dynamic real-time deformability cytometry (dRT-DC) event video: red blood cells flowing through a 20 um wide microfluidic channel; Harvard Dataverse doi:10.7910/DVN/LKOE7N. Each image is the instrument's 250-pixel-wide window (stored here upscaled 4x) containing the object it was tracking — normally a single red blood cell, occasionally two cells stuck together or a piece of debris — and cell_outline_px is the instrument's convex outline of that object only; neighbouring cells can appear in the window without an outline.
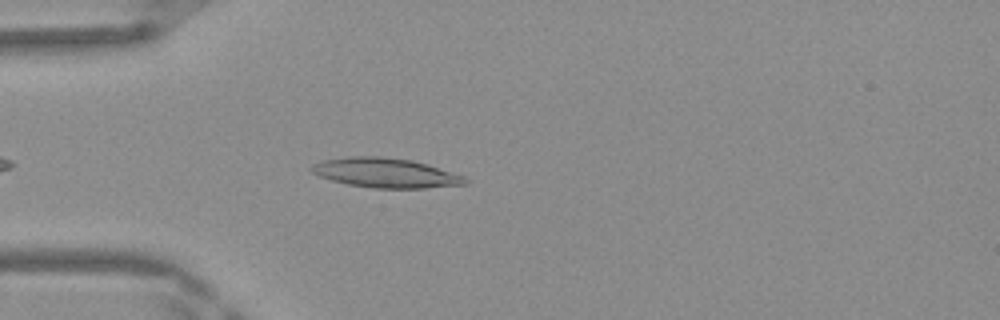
{"species": "Egyptian fruit bat (a non-hibernating species)", "species_latin": "Rousettus aegyptiacus", "temperature_condition": "warm", "stored_images_in_passage": 38, "camera_frame_rate_fps": 3000, "um_per_image_px": 0.085, "frame": {"image": 1, "passage_image": 6, "time_ms": 1.667, "image_size_px": [1000, 320], "cell_outline_px": [[444, 184], [416, 188], [388, 188], [352, 184], [336, 180], [324, 176], [336, 160], [404, 160], [420, 164], [444, 172]], "centroid_in_image_um": [32.76, 14.77], "position_along_channel_um": 52.2, "area_um2": 19.48}}
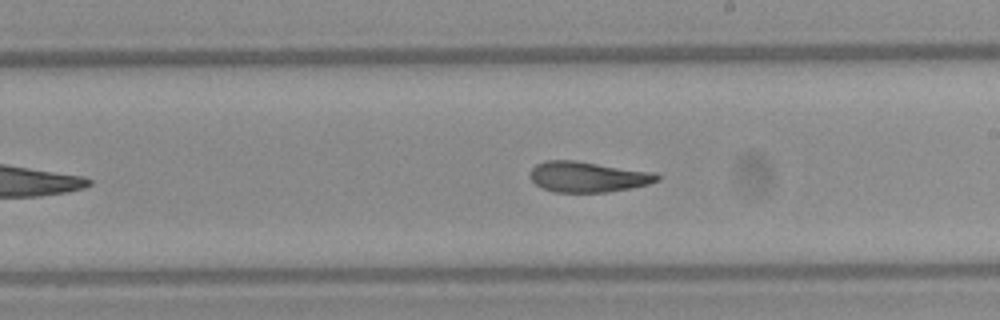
{"frame": {"image": 2, "passage_image": 20, "time_ms": 6.333, "image_size_px": [1000, 320], "cell_outline_px": [[660, 176], [656, 180], [644, 184], [624, 188], [596, 192], [564, 192], [548, 188], [540, 184], [532, 176], [532, 172], [540, 164], [556, 160], [564, 160], [592, 164], [640, 172]], "centroid_in_image_um": [49.91, 15.05], "position_along_channel_um": 239.1, "area_um2": 19.88}}
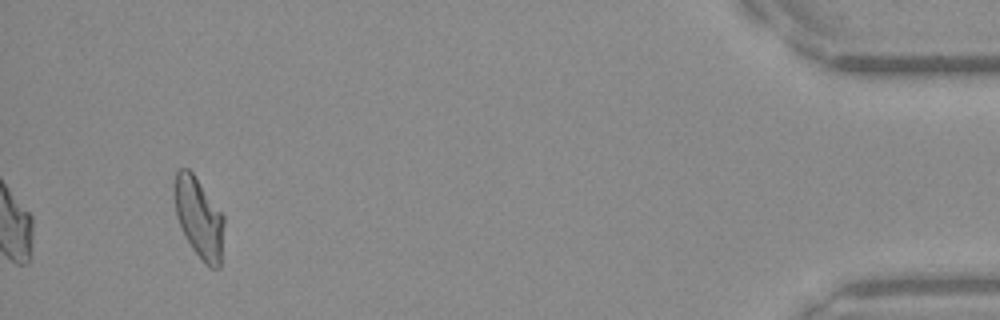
{"frame": {"image": 3, "passage_image": 38, "time_ms": 12.333, "image_size_px": [1000, 320], "cell_outline_px": [[220, 264], [208, 264], [200, 256], [184, 232], [176, 208], [176, 176], [188, 172], [196, 180], [220, 212]], "centroid_in_image_um": [16.89, 18.54], "position_along_channel_um": 418.3, "area_um2": 19.59}, "authors_computed_cell_mechanics": {"area_um2": 20.2878, "velocity_mm_per_s": 4.1892, "shape_relaxation_time_tau1_ms": null, "shape_relaxation_time_tau2_ms": 2.9918, "deformation_change_tau1": null, "deformation_change_tau2": 0.1154}}